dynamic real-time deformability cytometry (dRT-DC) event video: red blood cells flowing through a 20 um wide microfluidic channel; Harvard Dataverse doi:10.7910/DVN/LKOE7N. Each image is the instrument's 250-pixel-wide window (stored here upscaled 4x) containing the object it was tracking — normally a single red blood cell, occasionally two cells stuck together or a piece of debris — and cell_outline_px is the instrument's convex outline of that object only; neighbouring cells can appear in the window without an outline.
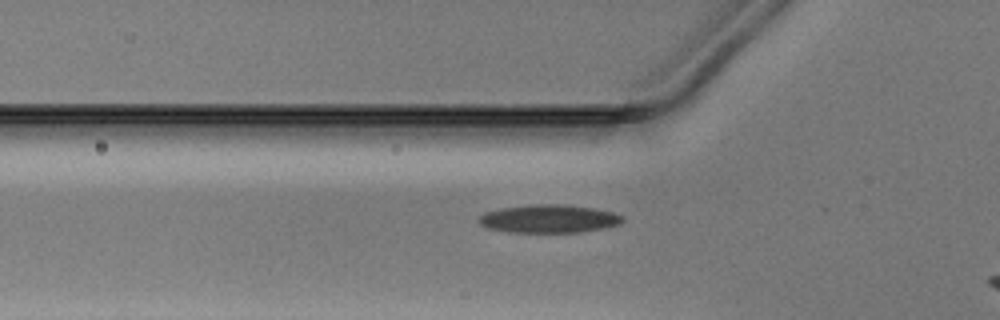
{"species": "Egyptian fruit bat (a non-hibernating species)", "species_latin": "Rousettus aegyptiacus", "temperature_condition": "warm", "stored_images_in_passage": 35, "camera_frame_rate_fps": 3000, "um_per_image_px": 0.085, "animal": {"sex": "male"}, "frame": {"image": 1, "passage_image": 8, "time_ms": 2.333, "image_size_px": [1000, 320], "cell_outline_px": [[624, 220], [620, 224], [600, 228], [576, 232], [512, 232], [488, 228], [480, 224], [476, 220], [484, 212], [500, 208], [540, 204], [552, 204], [592, 208], [612, 212], [624, 216]], "centroid_in_image_um": [46.62, 18.59], "position_along_channel_um": 79.2, "area_um2": 23.18}}
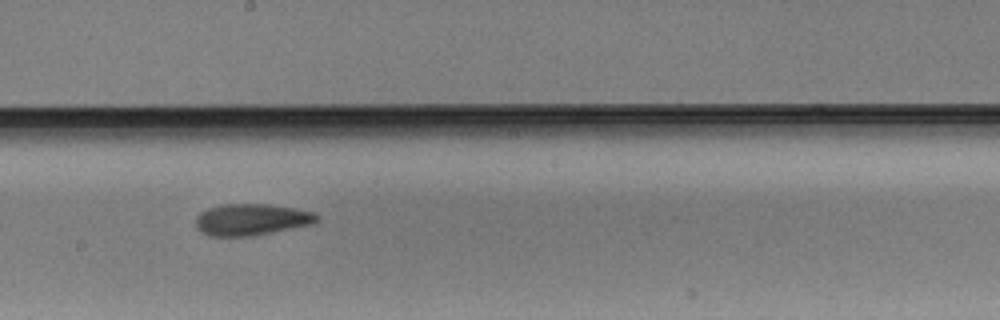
{"frame": {"image": 2, "passage_image": 19, "time_ms": 6.0, "image_size_px": [1000, 320], "cell_outline_px": [[316, 220], [312, 224], [252, 236], [208, 236], [200, 232], [196, 228], [196, 216], [200, 212], [208, 208], [220, 204], [268, 204], [296, 208], [316, 212]], "centroid_in_image_um": [21.32, 18.66], "position_along_channel_um": 226.9, "area_um2": 22.37}}
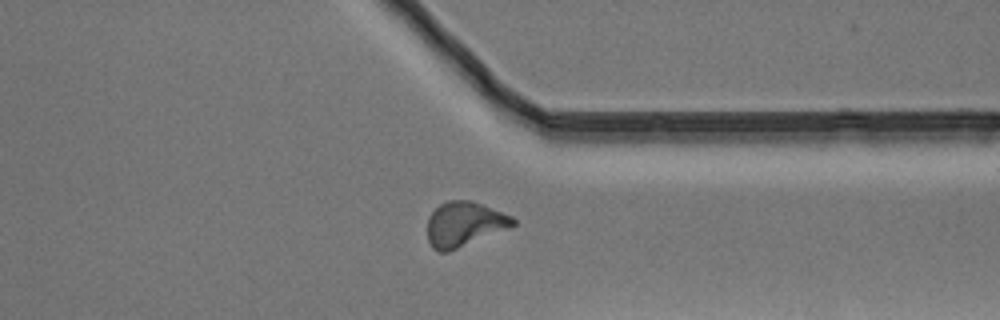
{"frame": {"image": 3, "passage_image": 30, "time_ms": 9.667, "image_size_px": [1000, 320], "cell_outline_px": [[516, 224], [512, 228], [448, 252], [440, 252], [432, 248], [428, 240], [428, 216], [440, 204], [448, 200], [472, 200], [512, 216], [516, 220]], "centroid_in_image_um": [39.49, 19.06], "position_along_channel_um": 371.9, "area_um2": 22.6}}